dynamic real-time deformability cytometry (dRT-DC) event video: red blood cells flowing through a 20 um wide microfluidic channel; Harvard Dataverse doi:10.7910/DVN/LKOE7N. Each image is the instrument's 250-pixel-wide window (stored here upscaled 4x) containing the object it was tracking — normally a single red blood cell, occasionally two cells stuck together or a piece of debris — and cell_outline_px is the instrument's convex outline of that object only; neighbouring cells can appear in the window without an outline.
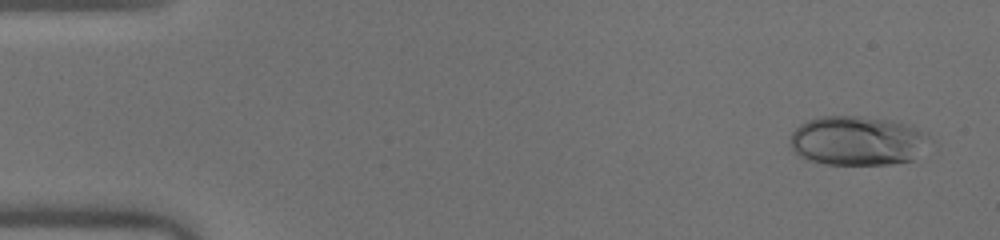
{"species": "human", "species_latin": "Homo sapiens", "temperature_condition": "warm", "stored_images_in_passage": 51, "camera_frame_rate_fps": 3000, "um_per_image_px": 0.085, "donor": {"sex": "male"}, "frame": {"image": 1, "passage_image": 3, "time_ms": 0.667, "image_size_px": [1000, 240], "cell_outline_px": [[920, 136], [912, 160], [888, 164], [828, 164], [812, 160], [800, 156], [792, 148], [792, 132], [800, 124], [808, 120], [820, 116], [860, 116], [888, 120], [916, 128], [920, 132]], "centroid_in_image_um": [72.67, 11.95], "position_along_channel_um": 12.3, "area_um2": 38.03}}
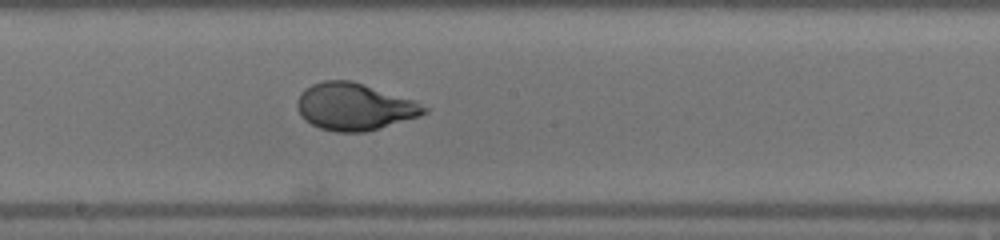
{"frame": {"image": 2, "passage_image": 28, "time_ms": 9.0, "image_size_px": [1000, 240], "cell_outline_px": [[432, 108], [428, 112], [416, 116], [364, 132], [336, 132], [320, 128], [312, 124], [300, 112], [296, 104], [300, 92], [304, 88], [312, 84], [324, 80], [352, 80], [412, 100]], "centroid_in_image_um": [30.1, 9.05], "position_along_channel_um": 218.1, "area_um2": 34.28}}
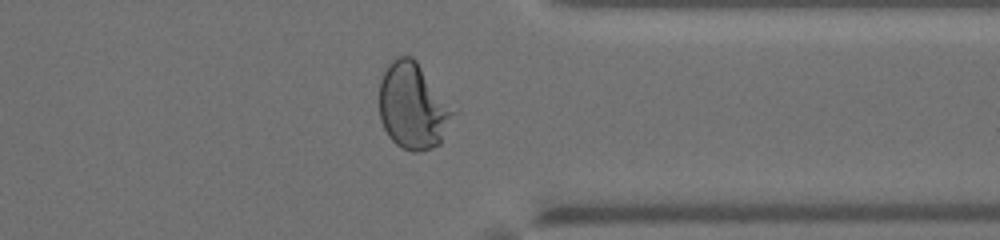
{"frame": {"image": 3, "passage_image": 40, "time_ms": 13.0, "image_size_px": [1000, 240], "cell_outline_px": [[456, 112], [440, 144], [432, 148], [416, 152], [412, 152], [396, 144], [388, 136], [380, 120], [380, 80], [388, 64], [392, 60], [400, 56], [412, 56], [416, 60]], "centroid_in_image_um": [35.09, 9.04], "position_along_channel_um": 376.3, "area_um2": 36.88}, "authors_computed_cell_mechanics": {"area_um2": 35.258, "velocity_mm_per_s": 4.0648, "shape_relaxation_time_tau1_ms": 5.2799, "shape_relaxation_time_tau2_ms": null, "deformation_change_tau1": 0.2448, "deformation_change_tau2": null}}